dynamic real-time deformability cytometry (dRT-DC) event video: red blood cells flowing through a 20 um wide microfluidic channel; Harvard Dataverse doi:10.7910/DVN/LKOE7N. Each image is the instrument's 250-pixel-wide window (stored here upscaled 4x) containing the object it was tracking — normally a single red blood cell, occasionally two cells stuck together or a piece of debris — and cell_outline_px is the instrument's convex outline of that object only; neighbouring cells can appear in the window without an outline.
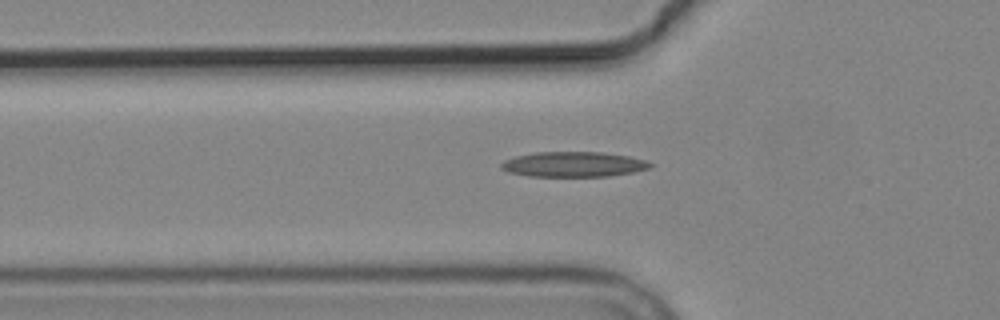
{"species": "common noctule bat (a hibernating species)", "species_latin": "Nyctalus noctula", "temperature_condition": "cold", "stored_images_in_passage": 9, "camera_frame_rate_fps": 3000, "um_per_image_px": 0.085, "animal": {"sex": "male", "body_mass_g": 19.2, "forearm_length_mm": 51.8}, "frame": {"image": 1, "passage_image": 9, "time_ms": 10.333, "image_size_px": [1000, 320], "cell_outline_px": [[652, 164], [648, 168], [632, 172], [608, 176], [528, 176], [508, 172], [500, 168], [500, 164], [504, 160], [516, 156], [536, 152], [600, 152], [628, 156], [644, 160]], "centroid_in_image_um": [48.68, 13.96], "position_along_channel_um": 77.1, "area_um2": 21.62}}